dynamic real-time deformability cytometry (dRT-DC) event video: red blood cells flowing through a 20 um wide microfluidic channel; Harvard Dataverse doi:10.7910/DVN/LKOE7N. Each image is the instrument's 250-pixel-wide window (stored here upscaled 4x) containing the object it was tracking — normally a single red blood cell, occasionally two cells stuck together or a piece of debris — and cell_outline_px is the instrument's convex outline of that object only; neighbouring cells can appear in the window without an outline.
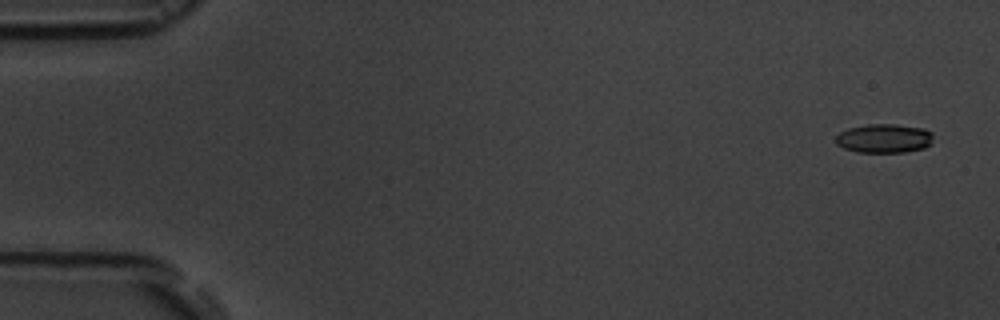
{"species": "common noctule bat (a hibernating species)", "species_latin": "Nyctalus noctula", "temperature_condition": "room temperature", "stored_images_in_passage": 5, "camera_frame_rate_fps": 3000, "um_per_image_px": 0.085, "animal": {"sex": "male", "body_mass_g": 19.5, "forearm_length_mm": 54.6}, "frame": {"image": 1, "passage_image": 1, "time_ms": 0.0, "image_size_px": [1000, 320], "cell_outline_px": [[932, 144], [924, 148], [904, 152], [856, 152], [844, 148], [836, 144], [836, 136], [840, 132], [848, 128], [868, 124], [896, 124], [924, 128], [932, 132]], "centroid_in_image_um": [75.16, 11.76], "position_along_channel_um": 9.8, "area_um2": 16.59}}
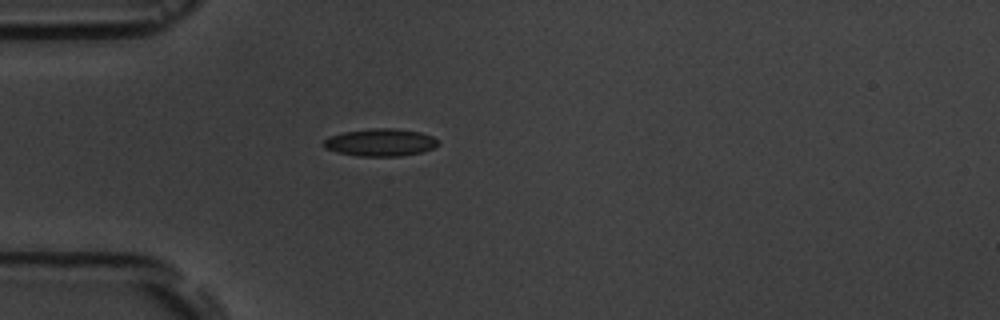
{"frame": {"image": 2, "passage_image": 5, "time_ms": 4.667, "image_size_px": [1000, 320], "cell_outline_px": [[440, 144], [432, 148], [420, 152], [400, 156], [360, 156], [336, 152], [324, 148], [324, 140], [328, 136], [344, 132], [368, 128], [396, 128], [420, 132], [432, 136]], "centroid_in_image_um": [32.31, 12.1], "position_along_channel_um": 52.7, "area_um2": 18.32}}